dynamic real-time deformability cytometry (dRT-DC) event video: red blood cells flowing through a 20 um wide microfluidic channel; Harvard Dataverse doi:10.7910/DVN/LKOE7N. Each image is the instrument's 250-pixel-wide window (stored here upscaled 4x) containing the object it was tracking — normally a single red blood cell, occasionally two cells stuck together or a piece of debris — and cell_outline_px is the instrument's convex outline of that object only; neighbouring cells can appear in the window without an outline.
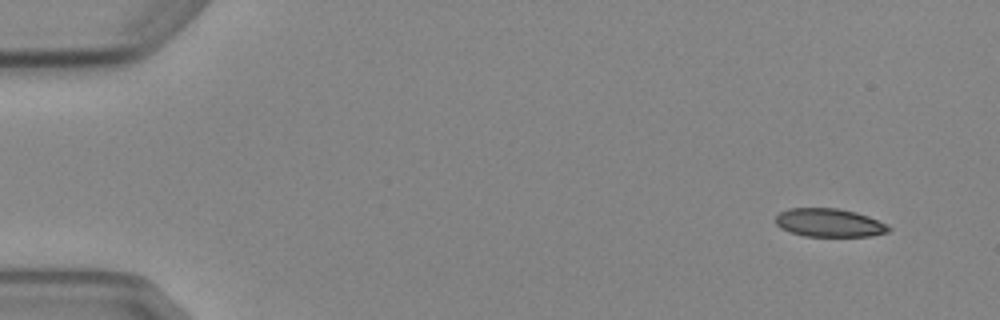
{"species": "Egyptian fruit bat (a non-hibernating species)", "species_latin": "Rousettus aegyptiacus", "temperature_condition": "cold", "stored_images_in_passage": 6, "camera_frame_rate_fps": 3000, "um_per_image_px": 0.085, "animal": {"sex": "female"}, "frame": {"image": 1, "passage_image": 1, "time_ms": 0.0, "image_size_px": [1000, 320], "cell_outline_px": [[892, 228], [888, 232], [872, 236], [804, 236], [780, 228], [776, 224], [776, 216], [780, 212], [788, 208], [836, 208], [856, 212], [868, 216], [888, 224]], "centroid_in_image_um": [70.51, 18.93], "position_along_channel_um": 14.5, "area_um2": 18.73}}
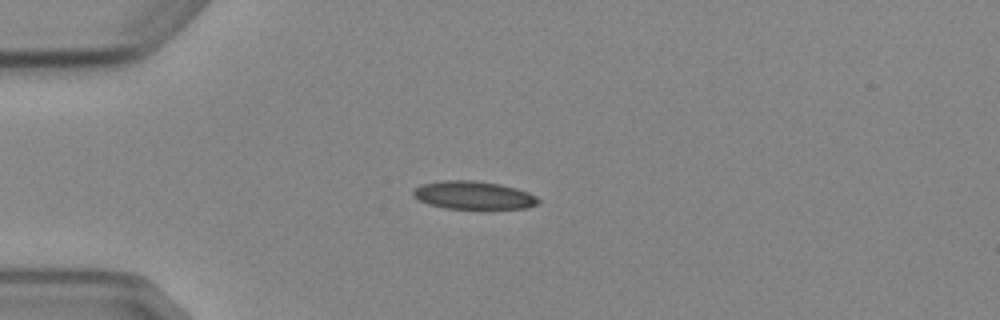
{"frame": {"image": 2, "passage_image": 4, "time_ms": 3.333, "image_size_px": [1000, 320], "cell_outline_px": [[540, 200], [536, 204], [528, 208], [492, 212], [488, 212], [444, 208], [428, 204], [412, 196], [412, 192], [420, 184], [440, 180], [472, 180], [500, 184], [516, 188], [528, 192], [536, 196]], "centroid_in_image_um": [40.29, 16.65], "position_along_channel_um": 44.7, "area_um2": 21.68}}
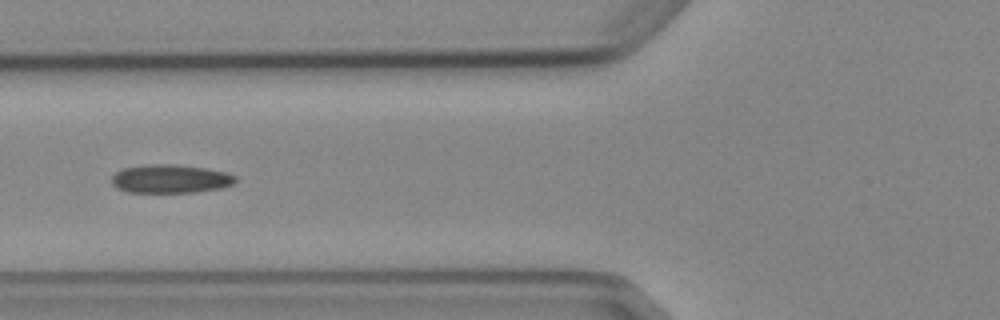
{"frame": {"image": 3, "passage_image": 6, "time_ms": 5.667, "image_size_px": [1000, 320], "cell_outline_px": [[236, 180], [232, 184], [224, 188], [196, 192], [128, 192], [116, 188], [112, 184], [112, 176], [116, 172], [124, 168], [148, 164], [172, 164], [204, 168], [228, 172], [236, 176]], "centroid_in_image_um": [14.5, 15.2], "position_along_channel_um": 111.3, "area_um2": 20.63}}